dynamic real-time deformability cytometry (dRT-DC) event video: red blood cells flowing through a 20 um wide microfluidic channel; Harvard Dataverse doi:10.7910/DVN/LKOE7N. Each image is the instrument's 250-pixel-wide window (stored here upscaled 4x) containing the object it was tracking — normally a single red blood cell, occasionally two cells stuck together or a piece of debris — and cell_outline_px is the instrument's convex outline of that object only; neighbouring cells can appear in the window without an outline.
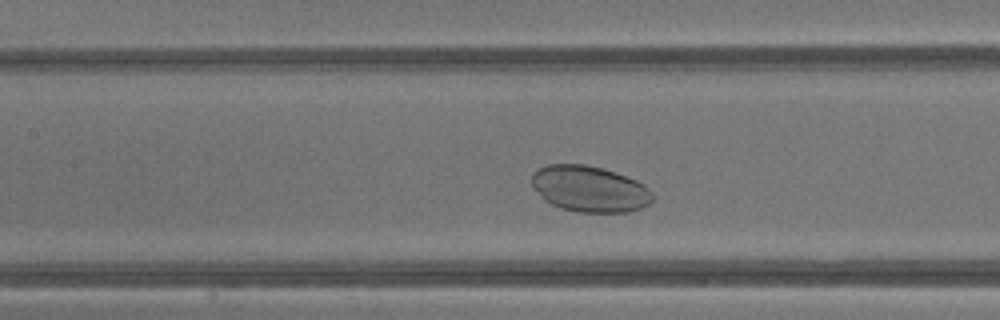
{"species": "common noctule bat (a hibernating species)", "species_latin": "Nyctalus noctula", "temperature_condition": "warm", "stored_images_in_passage": 31, "camera_frame_rate_fps": 3000, "um_per_image_px": 0.085, "animal": {"sex": "male", "body_mass_g": 13.3}, "frame": {"image": 1, "passage_image": 14, "time_ms": 4.333, "image_size_px": [1000, 320], "cell_outline_px": [[656, 196], [648, 204], [640, 208], [628, 212], [576, 212], [560, 208], [544, 200], [532, 184], [532, 176], [540, 168], [548, 164], [584, 164], [600, 168], [636, 180], [644, 184]], "centroid_in_image_um": [50.14, 16.07], "position_along_channel_um": 157.3, "area_um2": 32.19}}
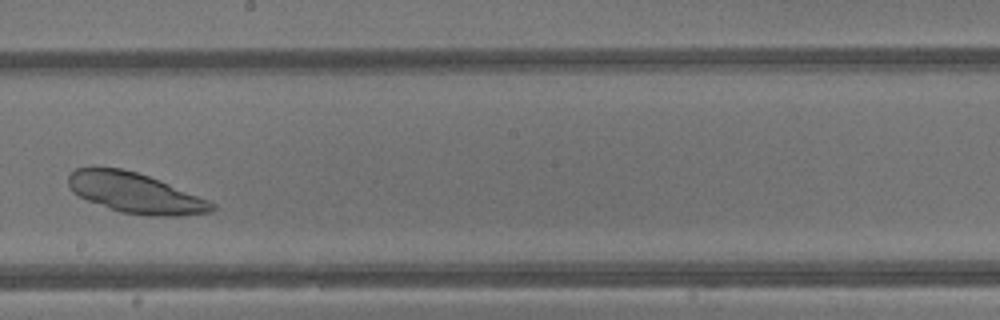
{"frame": {"image": 2, "passage_image": 19, "time_ms": 6.0, "image_size_px": [1000, 320], "cell_outline_px": [[216, 208], [212, 212], [180, 216], [148, 216], [120, 212], [88, 200], [72, 192], [68, 184], [68, 176], [76, 168], [92, 164], [120, 168], [136, 172], [160, 180], [208, 200], [216, 204]], "centroid_in_image_um": [11.46, 16.38], "position_along_channel_um": 236.7, "area_um2": 34.04}}
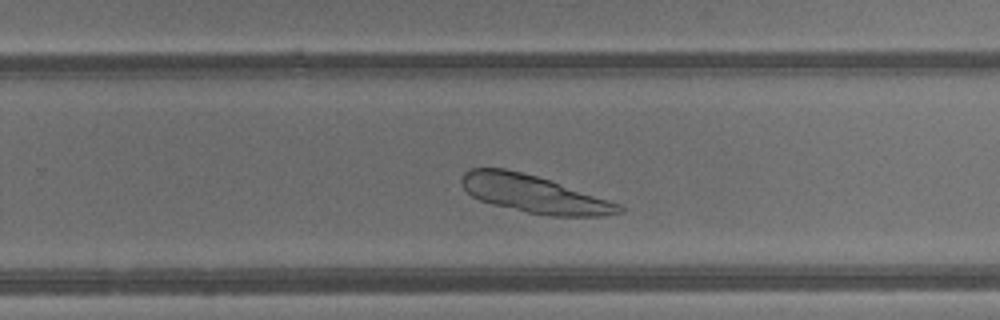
{"frame": {"image": 3, "passage_image": 22, "time_ms": 7.0, "image_size_px": [1000, 320], "cell_outline_px": [[624, 212], [604, 216], [548, 216], [528, 212], [492, 204], [480, 200], [472, 196], [464, 188], [460, 180], [460, 176], [468, 168], [504, 168], [536, 176], [620, 204], [624, 208]], "centroid_in_image_um": [45.35, 16.49], "position_along_channel_um": 284.4, "area_um2": 34.04}}